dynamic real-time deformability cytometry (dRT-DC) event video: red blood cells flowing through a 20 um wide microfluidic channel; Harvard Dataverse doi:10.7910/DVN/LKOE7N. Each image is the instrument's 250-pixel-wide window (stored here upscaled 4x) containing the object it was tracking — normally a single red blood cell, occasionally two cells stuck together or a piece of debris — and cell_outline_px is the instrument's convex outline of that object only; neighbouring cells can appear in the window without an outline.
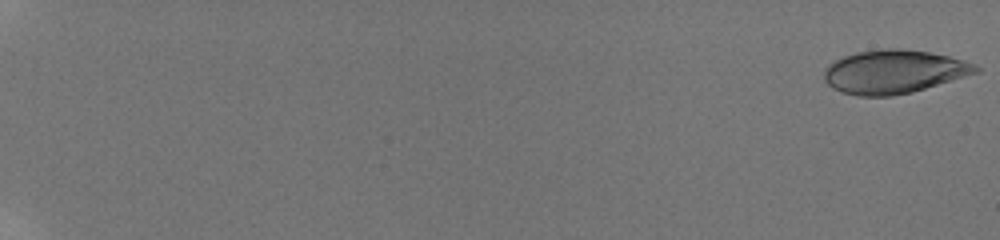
{"species": "human", "species_latin": "Homo sapiens", "temperature_condition": "room temperature", "stored_images_in_passage": 58, "camera_frame_rate_fps": 3000, "um_per_image_px": 0.085, "donor": {"sex": "male"}, "frame": {"image": 1, "passage_image": 1, "time_ms": 0.0, "image_size_px": [1000, 240], "cell_outline_px": [[980, 72], [912, 92], [892, 96], [856, 96], [840, 92], [832, 88], [824, 80], [824, 72], [828, 64], [844, 56], [860, 52], [888, 48], [900, 48], [928, 52], [948, 56], [964, 60], [976, 64], [980, 68]], "centroid_in_image_um": [75.98, 6.11], "position_along_channel_um": 9.0, "area_um2": 38.44}}
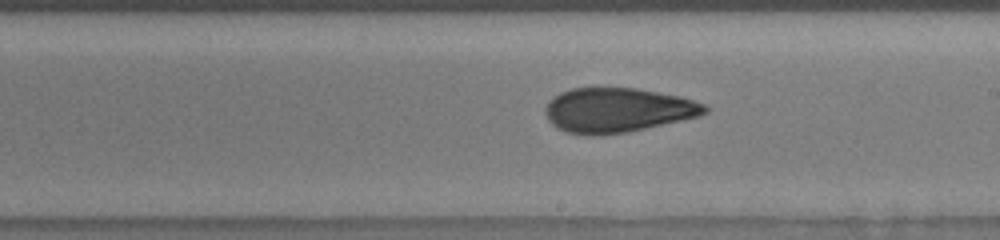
{"frame": {"image": 2, "passage_image": 38, "time_ms": 12.333, "image_size_px": [1000, 240], "cell_outline_px": [[708, 112], [700, 116], [628, 132], [568, 132], [556, 128], [548, 120], [544, 112], [544, 108], [548, 100], [560, 92], [572, 88], [636, 88], [680, 96], [704, 104], [708, 108]], "centroid_in_image_um": [52.5, 9.32], "position_along_channel_um": 236.5, "area_um2": 40.63}}
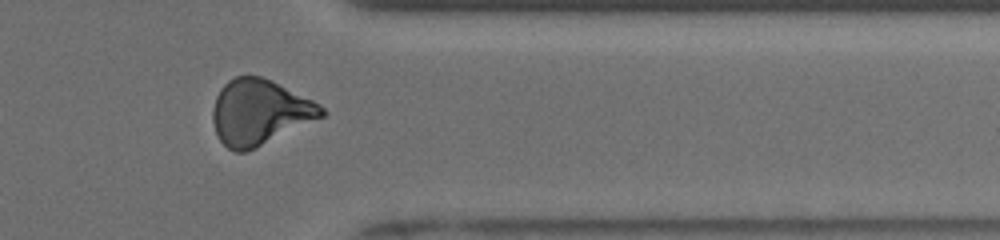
{"frame": {"image": 3, "passage_image": 50, "time_ms": 16.333, "image_size_px": [1000, 240], "cell_outline_px": [[328, 112], [324, 116], [256, 148], [244, 152], [236, 152], [228, 148], [220, 140], [216, 132], [212, 120], [212, 108], [216, 96], [220, 88], [228, 80], [236, 76], [260, 76], [272, 80], [320, 104]], "centroid_in_image_um": [22.05, 9.53], "position_along_channel_um": 389.3, "area_um2": 41.44}, "authors_computed_cell_mechanics": {"area_um2": 40.0265, "velocity_mm_per_s": 3.8794, "shape_relaxation_time_tau1_ms": null, "shape_relaxation_time_tau2_ms": 1.7824, "deformation_change_tau1": null, "deformation_change_tau2": 0.0871}}